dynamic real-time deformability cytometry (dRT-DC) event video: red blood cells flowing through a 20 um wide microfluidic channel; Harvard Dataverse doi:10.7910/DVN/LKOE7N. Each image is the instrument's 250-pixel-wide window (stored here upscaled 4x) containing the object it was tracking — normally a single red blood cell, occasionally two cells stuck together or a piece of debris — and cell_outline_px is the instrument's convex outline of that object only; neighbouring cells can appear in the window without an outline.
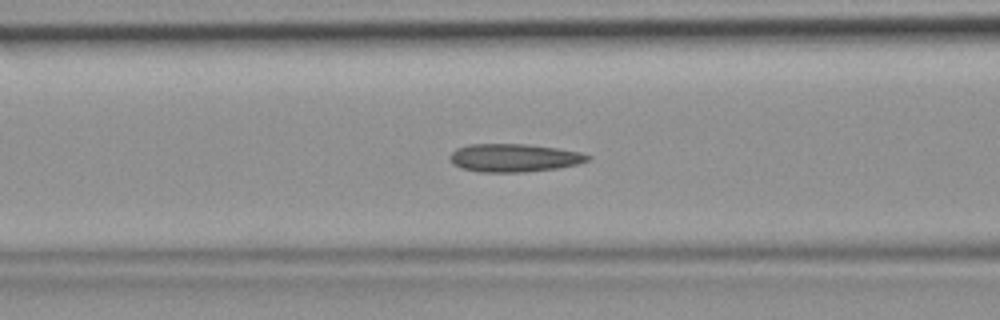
{"species": "common noctule bat (a hibernating species)", "species_latin": "Nyctalus noctula", "temperature_condition": "room temperature", "stored_images_in_passage": 44, "camera_frame_rate_fps": 3000, "um_per_image_px": 0.085, "animal": {"sex": "female", "body_mass_g": 19.9}, "frame": {"image": 1, "passage_image": 17, "time_ms": 5.333, "image_size_px": [1000, 320], "cell_outline_px": [[592, 156], [588, 160], [576, 164], [560, 168], [524, 172], [480, 172], [460, 168], [452, 164], [448, 156], [456, 148], [468, 144], [528, 144], [556, 148], [580, 152]], "centroid_in_image_um": [43.65, 13.42], "position_along_channel_um": 122.9, "area_um2": 22.72}}
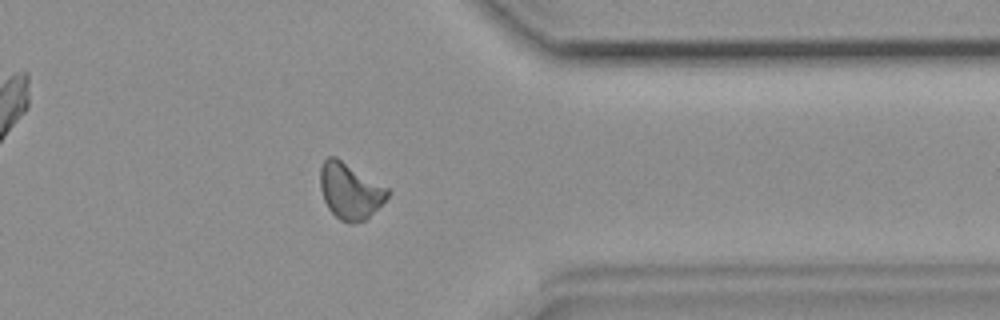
{"frame": {"image": 2, "passage_image": 35, "time_ms": 11.333, "image_size_px": [1000, 320], "cell_outline_px": [[392, 192], [364, 220], [352, 224], [348, 224], [340, 220], [328, 208], [324, 200], [320, 188], [320, 168], [324, 160], [328, 156], [336, 156], [388, 188]], "centroid_in_image_um": [29.73, 16.22], "position_along_channel_um": 381.7, "area_um2": 21.85}}
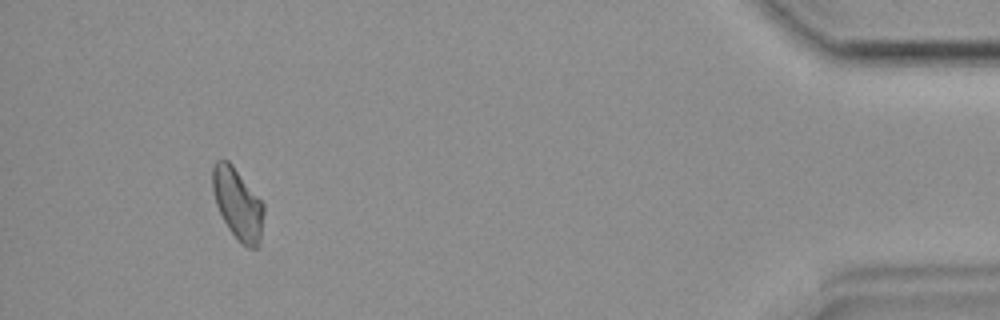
{"frame": {"image": 3, "passage_image": 41, "time_ms": 13.333, "image_size_px": [1000, 320], "cell_outline_px": [[264, 212], [260, 240], [256, 248], [248, 248], [240, 244], [228, 228], [216, 204], [212, 188], [212, 168], [216, 160], [228, 160], [232, 164], [264, 204]], "centroid_in_image_um": [20.2, 17.33], "position_along_channel_um": 415.0, "area_um2": 21.15}}